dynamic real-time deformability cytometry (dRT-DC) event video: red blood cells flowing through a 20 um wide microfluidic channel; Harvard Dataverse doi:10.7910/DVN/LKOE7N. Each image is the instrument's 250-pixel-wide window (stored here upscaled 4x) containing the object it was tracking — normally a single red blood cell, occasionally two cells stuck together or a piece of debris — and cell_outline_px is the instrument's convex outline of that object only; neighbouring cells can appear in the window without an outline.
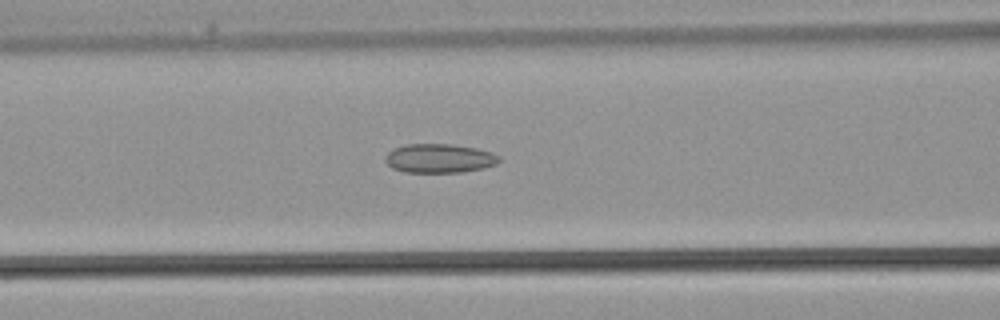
{"species": "common noctule bat (a hibernating species)", "species_latin": "Nyctalus noctula", "temperature_condition": "warm", "stored_images_in_passage": 36, "camera_frame_rate_fps": 3000, "um_per_image_px": 0.085, "animal": {"sex": "male", "body_mass_g": 21.5, "forearm_length_mm": 52.0}, "frame": {"image": 1, "passage_image": 14, "time_ms": 4.333, "image_size_px": [1000, 320], "cell_outline_px": [[500, 160], [496, 164], [484, 168], [464, 172], [404, 172], [392, 168], [384, 160], [384, 156], [388, 152], [396, 148], [408, 144], [452, 144], [476, 148], [492, 152], [500, 156]], "centroid_in_image_um": [37.36, 13.46], "position_along_channel_um": 129.2, "area_um2": 19.31}}
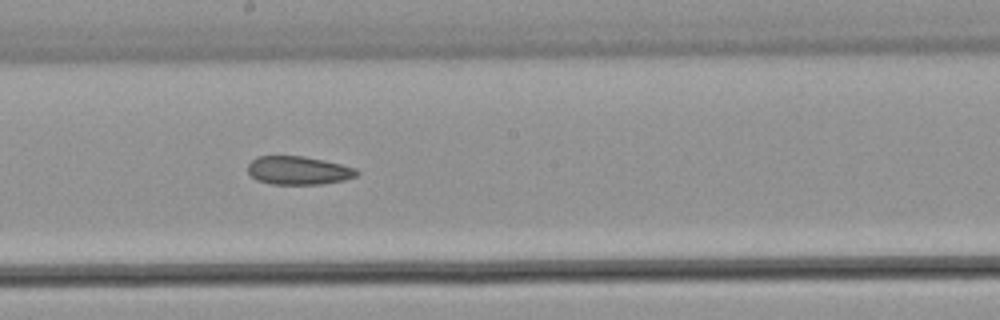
{"frame": {"image": 2, "passage_image": 19, "time_ms": 6.0, "image_size_px": [1000, 320], "cell_outline_px": [[360, 172], [356, 176], [344, 180], [324, 184], [272, 184], [256, 180], [248, 172], [248, 164], [252, 160], [260, 156], [304, 156], [324, 160], [356, 168]], "centroid_in_image_um": [25.38, 14.49], "position_along_channel_um": 222.8, "area_um2": 18.03}}
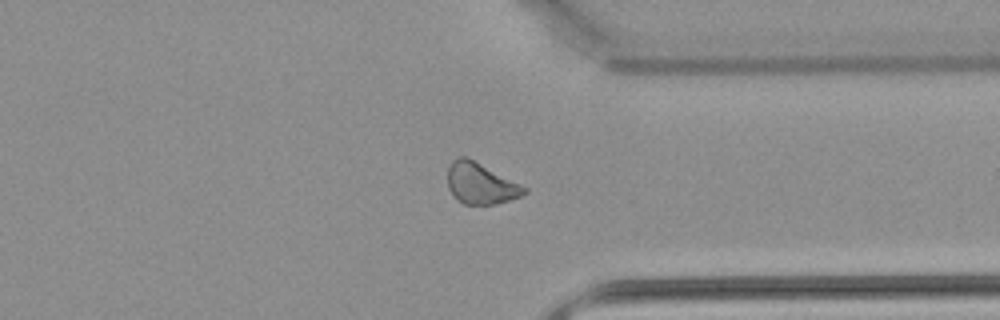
{"frame": {"image": 3, "passage_image": 27, "time_ms": 8.667, "image_size_px": [1000, 320], "cell_outline_px": [[528, 192], [520, 196], [508, 200], [492, 204], [464, 204], [456, 200], [452, 196], [448, 188], [448, 164], [452, 160], [460, 156], [468, 156], [528, 188]], "centroid_in_image_um": [40.82, 15.57], "position_along_channel_um": 370.6, "area_um2": 18.55}}